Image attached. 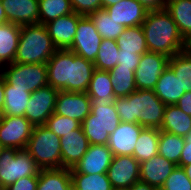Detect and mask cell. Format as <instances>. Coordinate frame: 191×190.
Returning a JSON list of instances; mask_svg holds the SVG:
<instances>
[{
	"instance_id": "obj_1",
	"label": "cell",
	"mask_w": 191,
	"mask_h": 190,
	"mask_svg": "<svg viewBox=\"0 0 191 190\" xmlns=\"http://www.w3.org/2000/svg\"><path fill=\"white\" fill-rule=\"evenodd\" d=\"M48 85L65 92H87L95 65L69 49H57L47 61Z\"/></svg>"
},
{
	"instance_id": "obj_2",
	"label": "cell",
	"mask_w": 191,
	"mask_h": 190,
	"mask_svg": "<svg viewBox=\"0 0 191 190\" xmlns=\"http://www.w3.org/2000/svg\"><path fill=\"white\" fill-rule=\"evenodd\" d=\"M115 109L121 122L138 123L145 128H161L166 105L154 90H140L129 96L116 98Z\"/></svg>"
},
{
	"instance_id": "obj_3",
	"label": "cell",
	"mask_w": 191,
	"mask_h": 190,
	"mask_svg": "<svg viewBox=\"0 0 191 190\" xmlns=\"http://www.w3.org/2000/svg\"><path fill=\"white\" fill-rule=\"evenodd\" d=\"M141 27L149 52L161 53L169 58L181 52L183 38L165 8L148 11Z\"/></svg>"
},
{
	"instance_id": "obj_4",
	"label": "cell",
	"mask_w": 191,
	"mask_h": 190,
	"mask_svg": "<svg viewBox=\"0 0 191 190\" xmlns=\"http://www.w3.org/2000/svg\"><path fill=\"white\" fill-rule=\"evenodd\" d=\"M56 50L45 25L41 23L23 25L14 62L46 64Z\"/></svg>"
},
{
	"instance_id": "obj_5",
	"label": "cell",
	"mask_w": 191,
	"mask_h": 190,
	"mask_svg": "<svg viewBox=\"0 0 191 190\" xmlns=\"http://www.w3.org/2000/svg\"><path fill=\"white\" fill-rule=\"evenodd\" d=\"M120 122L114 104L104 100L92 102L91 113L83 120L81 126L89 144L107 145L110 134Z\"/></svg>"
},
{
	"instance_id": "obj_6",
	"label": "cell",
	"mask_w": 191,
	"mask_h": 190,
	"mask_svg": "<svg viewBox=\"0 0 191 190\" xmlns=\"http://www.w3.org/2000/svg\"><path fill=\"white\" fill-rule=\"evenodd\" d=\"M61 139L46 126H35L25 150L41 169H60L62 166Z\"/></svg>"
},
{
	"instance_id": "obj_7",
	"label": "cell",
	"mask_w": 191,
	"mask_h": 190,
	"mask_svg": "<svg viewBox=\"0 0 191 190\" xmlns=\"http://www.w3.org/2000/svg\"><path fill=\"white\" fill-rule=\"evenodd\" d=\"M41 168L25 149L2 148L0 151V187L17 180L39 175Z\"/></svg>"
},
{
	"instance_id": "obj_8",
	"label": "cell",
	"mask_w": 191,
	"mask_h": 190,
	"mask_svg": "<svg viewBox=\"0 0 191 190\" xmlns=\"http://www.w3.org/2000/svg\"><path fill=\"white\" fill-rule=\"evenodd\" d=\"M5 80L11 87L28 88L34 92L48 85L47 64H8L0 68Z\"/></svg>"
},
{
	"instance_id": "obj_9",
	"label": "cell",
	"mask_w": 191,
	"mask_h": 190,
	"mask_svg": "<svg viewBox=\"0 0 191 190\" xmlns=\"http://www.w3.org/2000/svg\"><path fill=\"white\" fill-rule=\"evenodd\" d=\"M34 126L24 116H0L2 148L25 149Z\"/></svg>"
},
{
	"instance_id": "obj_10",
	"label": "cell",
	"mask_w": 191,
	"mask_h": 190,
	"mask_svg": "<svg viewBox=\"0 0 191 190\" xmlns=\"http://www.w3.org/2000/svg\"><path fill=\"white\" fill-rule=\"evenodd\" d=\"M102 39L91 18L83 16L78 21L76 34L69 50L94 63Z\"/></svg>"
},
{
	"instance_id": "obj_11",
	"label": "cell",
	"mask_w": 191,
	"mask_h": 190,
	"mask_svg": "<svg viewBox=\"0 0 191 190\" xmlns=\"http://www.w3.org/2000/svg\"><path fill=\"white\" fill-rule=\"evenodd\" d=\"M168 63L169 57L164 54L149 51L142 54L134 72L137 89L153 90Z\"/></svg>"
},
{
	"instance_id": "obj_12",
	"label": "cell",
	"mask_w": 191,
	"mask_h": 190,
	"mask_svg": "<svg viewBox=\"0 0 191 190\" xmlns=\"http://www.w3.org/2000/svg\"><path fill=\"white\" fill-rule=\"evenodd\" d=\"M59 90L47 85L31 92L24 117L35 127L44 125L54 113Z\"/></svg>"
},
{
	"instance_id": "obj_13",
	"label": "cell",
	"mask_w": 191,
	"mask_h": 190,
	"mask_svg": "<svg viewBox=\"0 0 191 190\" xmlns=\"http://www.w3.org/2000/svg\"><path fill=\"white\" fill-rule=\"evenodd\" d=\"M107 175L113 188H127L140 181V163L131 155L113 156Z\"/></svg>"
},
{
	"instance_id": "obj_14",
	"label": "cell",
	"mask_w": 191,
	"mask_h": 190,
	"mask_svg": "<svg viewBox=\"0 0 191 190\" xmlns=\"http://www.w3.org/2000/svg\"><path fill=\"white\" fill-rule=\"evenodd\" d=\"M92 101L86 92L59 91L54 113L83 122L91 113Z\"/></svg>"
},
{
	"instance_id": "obj_15",
	"label": "cell",
	"mask_w": 191,
	"mask_h": 190,
	"mask_svg": "<svg viewBox=\"0 0 191 190\" xmlns=\"http://www.w3.org/2000/svg\"><path fill=\"white\" fill-rule=\"evenodd\" d=\"M113 158L112 151L108 145L90 144L87 152L79 160L70 172H79L84 174L107 173Z\"/></svg>"
},
{
	"instance_id": "obj_16",
	"label": "cell",
	"mask_w": 191,
	"mask_h": 190,
	"mask_svg": "<svg viewBox=\"0 0 191 190\" xmlns=\"http://www.w3.org/2000/svg\"><path fill=\"white\" fill-rule=\"evenodd\" d=\"M82 17V15L73 12L45 24L48 34L57 49H69L72 46L78 21Z\"/></svg>"
},
{
	"instance_id": "obj_17",
	"label": "cell",
	"mask_w": 191,
	"mask_h": 190,
	"mask_svg": "<svg viewBox=\"0 0 191 190\" xmlns=\"http://www.w3.org/2000/svg\"><path fill=\"white\" fill-rule=\"evenodd\" d=\"M143 128L138 123L120 122L119 126L110 134L107 144L113 156H133L136 142Z\"/></svg>"
},
{
	"instance_id": "obj_18",
	"label": "cell",
	"mask_w": 191,
	"mask_h": 190,
	"mask_svg": "<svg viewBox=\"0 0 191 190\" xmlns=\"http://www.w3.org/2000/svg\"><path fill=\"white\" fill-rule=\"evenodd\" d=\"M7 22L19 26L39 23V0H1Z\"/></svg>"
},
{
	"instance_id": "obj_19",
	"label": "cell",
	"mask_w": 191,
	"mask_h": 190,
	"mask_svg": "<svg viewBox=\"0 0 191 190\" xmlns=\"http://www.w3.org/2000/svg\"><path fill=\"white\" fill-rule=\"evenodd\" d=\"M61 139V157L63 168L72 169L87 152L89 141L82 126L64 135Z\"/></svg>"
},
{
	"instance_id": "obj_20",
	"label": "cell",
	"mask_w": 191,
	"mask_h": 190,
	"mask_svg": "<svg viewBox=\"0 0 191 190\" xmlns=\"http://www.w3.org/2000/svg\"><path fill=\"white\" fill-rule=\"evenodd\" d=\"M178 165L160 154L140 163V181L150 186L161 188L165 180Z\"/></svg>"
},
{
	"instance_id": "obj_21",
	"label": "cell",
	"mask_w": 191,
	"mask_h": 190,
	"mask_svg": "<svg viewBox=\"0 0 191 190\" xmlns=\"http://www.w3.org/2000/svg\"><path fill=\"white\" fill-rule=\"evenodd\" d=\"M105 10L125 28L142 25L148 12L137 0H121L115 5L106 7Z\"/></svg>"
},
{
	"instance_id": "obj_22",
	"label": "cell",
	"mask_w": 191,
	"mask_h": 190,
	"mask_svg": "<svg viewBox=\"0 0 191 190\" xmlns=\"http://www.w3.org/2000/svg\"><path fill=\"white\" fill-rule=\"evenodd\" d=\"M153 90L165 105H175L185 93L181 88L179 78L175 76V73L169 66L159 77Z\"/></svg>"
},
{
	"instance_id": "obj_23",
	"label": "cell",
	"mask_w": 191,
	"mask_h": 190,
	"mask_svg": "<svg viewBox=\"0 0 191 190\" xmlns=\"http://www.w3.org/2000/svg\"><path fill=\"white\" fill-rule=\"evenodd\" d=\"M20 30L21 26L14 23L0 24V68L14 62Z\"/></svg>"
},
{
	"instance_id": "obj_24",
	"label": "cell",
	"mask_w": 191,
	"mask_h": 190,
	"mask_svg": "<svg viewBox=\"0 0 191 190\" xmlns=\"http://www.w3.org/2000/svg\"><path fill=\"white\" fill-rule=\"evenodd\" d=\"M160 131L185 137L191 132V116L176 105H166Z\"/></svg>"
},
{
	"instance_id": "obj_25",
	"label": "cell",
	"mask_w": 191,
	"mask_h": 190,
	"mask_svg": "<svg viewBox=\"0 0 191 190\" xmlns=\"http://www.w3.org/2000/svg\"><path fill=\"white\" fill-rule=\"evenodd\" d=\"M113 88L110 72L95 69L86 93L92 102H102L106 100L110 103H114L116 97L113 93Z\"/></svg>"
},
{
	"instance_id": "obj_26",
	"label": "cell",
	"mask_w": 191,
	"mask_h": 190,
	"mask_svg": "<svg viewBox=\"0 0 191 190\" xmlns=\"http://www.w3.org/2000/svg\"><path fill=\"white\" fill-rule=\"evenodd\" d=\"M4 107L2 116H24L31 92L28 88L11 87L5 80Z\"/></svg>"
},
{
	"instance_id": "obj_27",
	"label": "cell",
	"mask_w": 191,
	"mask_h": 190,
	"mask_svg": "<svg viewBox=\"0 0 191 190\" xmlns=\"http://www.w3.org/2000/svg\"><path fill=\"white\" fill-rule=\"evenodd\" d=\"M37 190H73L70 169H41Z\"/></svg>"
},
{
	"instance_id": "obj_28",
	"label": "cell",
	"mask_w": 191,
	"mask_h": 190,
	"mask_svg": "<svg viewBox=\"0 0 191 190\" xmlns=\"http://www.w3.org/2000/svg\"><path fill=\"white\" fill-rule=\"evenodd\" d=\"M160 129L143 128L135 145L133 157L139 162L149 160L158 154Z\"/></svg>"
},
{
	"instance_id": "obj_29",
	"label": "cell",
	"mask_w": 191,
	"mask_h": 190,
	"mask_svg": "<svg viewBox=\"0 0 191 190\" xmlns=\"http://www.w3.org/2000/svg\"><path fill=\"white\" fill-rule=\"evenodd\" d=\"M119 50L142 55L148 52L146 38L140 26L126 27L116 39Z\"/></svg>"
},
{
	"instance_id": "obj_30",
	"label": "cell",
	"mask_w": 191,
	"mask_h": 190,
	"mask_svg": "<svg viewBox=\"0 0 191 190\" xmlns=\"http://www.w3.org/2000/svg\"><path fill=\"white\" fill-rule=\"evenodd\" d=\"M165 9L177 24L182 38L191 34V0H168Z\"/></svg>"
},
{
	"instance_id": "obj_31",
	"label": "cell",
	"mask_w": 191,
	"mask_h": 190,
	"mask_svg": "<svg viewBox=\"0 0 191 190\" xmlns=\"http://www.w3.org/2000/svg\"><path fill=\"white\" fill-rule=\"evenodd\" d=\"M111 82L114 86L113 93L116 98L129 96L137 90L135 84V73L129 68L120 67L118 64L111 69Z\"/></svg>"
},
{
	"instance_id": "obj_32",
	"label": "cell",
	"mask_w": 191,
	"mask_h": 190,
	"mask_svg": "<svg viewBox=\"0 0 191 190\" xmlns=\"http://www.w3.org/2000/svg\"><path fill=\"white\" fill-rule=\"evenodd\" d=\"M185 145L183 136L160 131L158 154L179 166L180 156Z\"/></svg>"
},
{
	"instance_id": "obj_33",
	"label": "cell",
	"mask_w": 191,
	"mask_h": 190,
	"mask_svg": "<svg viewBox=\"0 0 191 190\" xmlns=\"http://www.w3.org/2000/svg\"><path fill=\"white\" fill-rule=\"evenodd\" d=\"M73 13L70 0H39V23L45 25Z\"/></svg>"
},
{
	"instance_id": "obj_34",
	"label": "cell",
	"mask_w": 191,
	"mask_h": 190,
	"mask_svg": "<svg viewBox=\"0 0 191 190\" xmlns=\"http://www.w3.org/2000/svg\"><path fill=\"white\" fill-rule=\"evenodd\" d=\"M89 17L103 39L116 40L125 28L111 18L105 9L97 10Z\"/></svg>"
},
{
	"instance_id": "obj_35",
	"label": "cell",
	"mask_w": 191,
	"mask_h": 190,
	"mask_svg": "<svg viewBox=\"0 0 191 190\" xmlns=\"http://www.w3.org/2000/svg\"><path fill=\"white\" fill-rule=\"evenodd\" d=\"M72 178L73 190H112L107 173L84 174L79 172H70Z\"/></svg>"
},
{
	"instance_id": "obj_36",
	"label": "cell",
	"mask_w": 191,
	"mask_h": 190,
	"mask_svg": "<svg viewBox=\"0 0 191 190\" xmlns=\"http://www.w3.org/2000/svg\"><path fill=\"white\" fill-rule=\"evenodd\" d=\"M119 48L116 40L102 39L94 61L95 69L110 71L118 64Z\"/></svg>"
},
{
	"instance_id": "obj_37",
	"label": "cell",
	"mask_w": 191,
	"mask_h": 190,
	"mask_svg": "<svg viewBox=\"0 0 191 190\" xmlns=\"http://www.w3.org/2000/svg\"><path fill=\"white\" fill-rule=\"evenodd\" d=\"M168 66L179 78L181 88L185 92H191V59L179 52L169 58Z\"/></svg>"
},
{
	"instance_id": "obj_38",
	"label": "cell",
	"mask_w": 191,
	"mask_h": 190,
	"mask_svg": "<svg viewBox=\"0 0 191 190\" xmlns=\"http://www.w3.org/2000/svg\"><path fill=\"white\" fill-rule=\"evenodd\" d=\"M81 125V122L77 120H73L69 117H65L55 113H53L44 124V126L53 131L60 138L70 133L71 131L80 128Z\"/></svg>"
},
{
	"instance_id": "obj_39",
	"label": "cell",
	"mask_w": 191,
	"mask_h": 190,
	"mask_svg": "<svg viewBox=\"0 0 191 190\" xmlns=\"http://www.w3.org/2000/svg\"><path fill=\"white\" fill-rule=\"evenodd\" d=\"M163 190H191V181L182 167L177 166L165 180Z\"/></svg>"
},
{
	"instance_id": "obj_40",
	"label": "cell",
	"mask_w": 191,
	"mask_h": 190,
	"mask_svg": "<svg viewBox=\"0 0 191 190\" xmlns=\"http://www.w3.org/2000/svg\"><path fill=\"white\" fill-rule=\"evenodd\" d=\"M73 12L82 16H89L91 13L102 9V0H70Z\"/></svg>"
},
{
	"instance_id": "obj_41",
	"label": "cell",
	"mask_w": 191,
	"mask_h": 190,
	"mask_svg": "<svg viewBox=\"0 0 191 190\" xmlns=\"http://www.w3.org/2000/svg\"><path fill=\"white\" fill-rule=\"evenodd\" d=\"M140 59L141 55L139 54H132L119 50L118 65L120 67L129 68L131 71L135 72V69L140 63Z\"/></svg>"
},
{
	"instance_id": "obj_42",
	"label": "cell",
	"mask_w": 191,
	"mask_h": 190,
	"mask_svg": "<svg viewBox=\"0 0 191 190\" xmlns=\"http://www.w3.org/2000/svg\"><path fill=\"white\" fill-rule=\"evenodd\" d=\"M38 175L28 176L17 180L14 184H11L8 190H37Z\"/></svg>"
},
{
	"instance_id": "obj_43",
	"label": "cell",
	"mask_w": 191,
	"mask_h": 190,
	"mask_svg": "<svg viewBox=\"0 0 191 190\" xmlns=\"http://www.w3.org/2000/svg\"><path fill=\"white\" fill-rule=\"evenodd\" d=\"M184 139L185 145L180 156L179 167L191 164V132Z\"/></svg>"
},
{
	"instance_id": "obj_44",
	"label": "cell",
	"mask_w": 191,
	"mask_h": 190,
	"mask_svg": "<svg viewBox=\"0 0 191 190\" xmlns=\"http://www.w3.org/2000/svg\"><path fill=\"white\" fill-rule=\"evenodd\" d=\"M147 11L164 9L168 0H137Z\"/></svg>"
},
{
	"instance_id": "obj_45",
	"label": "cell",
	"mask_w": 191,
	"mask_h": 190,
	"mask_svg": "<svg viewBox=\"0 0 191 190\" xmlns=\"http://www.w3.org/2000/svg\"><path fill=\"white\" fill-rule=\"evenodd\" d=\"M175 105L191 116V92H185Z\"/></svg>"
},
{
	"instance_id": "obj_46",
	"label": "cell",
	"mask_w": 191,
	"mask_h": 190,
	"mask_svg": "<svg viewBox=\"0 0 191 190\" xmlns=\"http://www.w3.org/2000/svg\"><path fill=\"white\" fill-rule=\"evenodd\" d=\"M181 53L191 59V34L183 37Z\"/></svg>"
},
{
	"instance_id": "obj_47",
	"label": "cell",
	"mask_w": 191,
	"mask_h": 190,
	"mask_svg": "<svg viewBox=\"0 0 191 190\" xmlns=\"http://www.w3.org/2000/svg\"><path fill=\"white\" fill-rule=\"evenodd\" d=\"M4 88H5V77L0 70V116H2L4 107V96H5Z\"/></svg>"
},
{
	"instance_id": "obj_48",
	"label": "cell",
	"mask_w": 191,
	"mask_h": 190,
	"mask_svg": "<svg viewBox=\"0 0 191 190\" xmlns=\"http://www.w3.org/2000/svg\"><path fill=\"white\" fill-rule=\"evenodd\" d=\"M130 188L131 190H156V187L150 186L149 184L141 181L134 183Z\"/></svg>"
},
{
	"instance_id": "obj_49",
	"label": "cell",
	"mask_w": 191,
	"mask_h": 190,
	"mask_svg": "<svg viewBox=\"0 0 191 190\" xmlns=\"http://www.w3.org/2000/svg\"><path fill=\"white\" fill-rule=\"evenodd\" d=\"M121 0H102V9L112 6L120 2Z\"/></svg>"
},
{
	"instance_id": "obj_50",
	"label": "cell",
	"mask_w": 191,
	"mask_h": 190,
	"mask_svg": "<svg viewBox=\"0 0 191 190\" xmlns=\"http://www.w3.org/2000/svg\"><path fill=\"white\" fill-rule=\"evenodd\" d=\"M7 22V17L4 12V8L2 7L1 0H0V24H4Z\"/></svg>"
},
{
	"instance_id": "obj_51",
	"label": "cell",
	"mask_w": 191,
	"mask_h": 190,
	"mask_svg": "<svg viewBox=\"0 0 191 190\" xmlns=\"http://www.w3.org/2000/svg\"><path fill=\"white\" fill-rule=\"evenodd\" d=\"M187 175L188 179L191 181V164L182 167Z\"/></svg>"
},
{
	"instance_id": "obj_52",
	"label": "cell",
	"mask_w": 191,
	"mask_h": 190,
	"mask_svg": "<svg viewBox=\"0 0 191 190\" xmlns=\"http://www.w3.org/2000/svg\"><path fill=\"white\" fill-rule=\"evenodd\" d=\"M112 190H131L130 187L127 188H112Z\"/></svg>"
},
{
	"instance_id": "obj_53",
	"label": "cell",
	"mask_w": 191,
	"mask_h": 190,
	"mask_svg": "<svg viewBox=\"0 0 191 190\" xmlns=\"http://www.w3.org/2000/svg\"><path fill=\"white\" fill-rule=\"evenodd\" d=\"M0 190H8L6 187H0Z\"/></svg>"
}]
</instances>
